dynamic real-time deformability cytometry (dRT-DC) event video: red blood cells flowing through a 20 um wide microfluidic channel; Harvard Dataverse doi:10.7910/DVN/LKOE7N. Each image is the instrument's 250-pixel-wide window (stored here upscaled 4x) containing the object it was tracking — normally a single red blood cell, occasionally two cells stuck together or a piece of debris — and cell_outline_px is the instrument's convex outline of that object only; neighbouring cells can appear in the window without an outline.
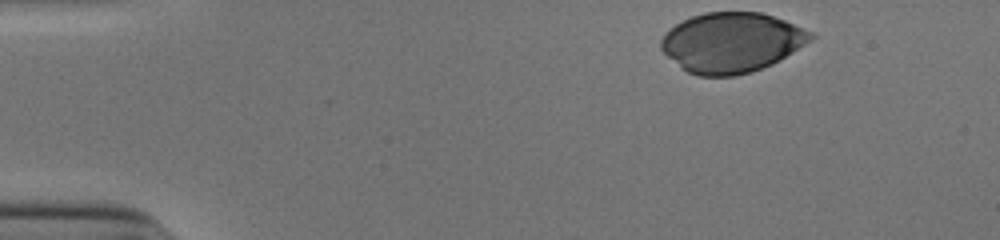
{"species": "human", "species_latin": "Homo sapiens", "temperature_condition": "cold", "stored_images_in_passage": 36, "camera_frame_rate_fps": 3000, "um_per_image_px": 0.085, "donor": {"sex": "male"}, "frame": {"image": 1, "passage_image": 1, "time_ms": 0.0, "image_size_px": [1000, 240], "cell_outline_px": [[816, 36], [812, 40], [780, 60], [772, 64], [752, 72], [736, 76], [696, 76], [680, 68], [660, 48], [660, 40], [668, 28], [692, 16], [704, 12], [760, 12], [784, 20], [812, 32]], "centroid_in_image_um": [62.17, 3.62], "position_along_channel_um": 22.8, "area_um2": 52.42}}
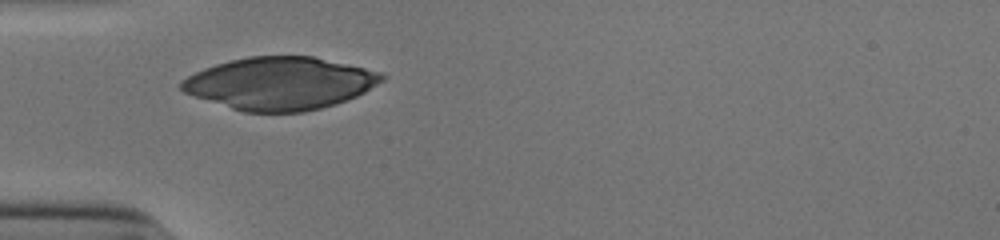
{"frame": {"image": 2, "passage_image": 11, "time_ms": 3.333, "image_size_px": [1000, 240], "cell_outline_px": [[388, 76], [384, 80], [364, 92], [348, 100], [336, 104], [304, 112], [244, 112], [184, 92], [180, 88], [180, 80], [204, 68], [216, 64], [248, 56], [312, 56], [384, 72]], "centroid_in_image_um": [23.84, 7.08], "position_along_channel_um": 61.2, "area_um2": 61.21}}